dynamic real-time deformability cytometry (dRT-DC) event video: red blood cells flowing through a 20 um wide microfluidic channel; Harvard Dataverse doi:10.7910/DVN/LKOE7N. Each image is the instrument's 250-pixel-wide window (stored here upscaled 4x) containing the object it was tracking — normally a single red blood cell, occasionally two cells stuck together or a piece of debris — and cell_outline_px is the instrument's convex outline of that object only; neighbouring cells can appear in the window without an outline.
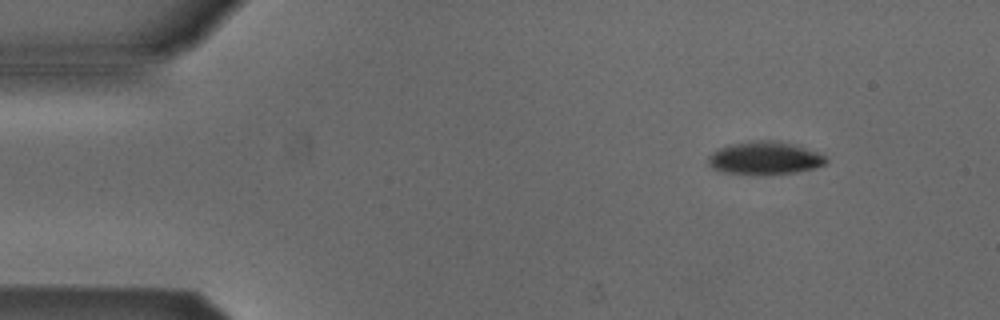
{"species": "Egyptian fruit bat (a non-hibernating species)", "species_latin": "Rousettus aegyptiacus", "temperature_condition": "cold", "stored_images_in_passage": 5, "camera_frame_rate_fps": 3000, "um_per_image_px": 0.085, "animal": {"sex": "male"}, "frame": {"image": 1, "passage_image": 1, "time_ms": 0.0, "image_size_px": [1000, 320], "cell_outline_px": [[828, 160], [824, 164], [812, 168], [792, 172], [724, 172], [712, 168], [708, 164], [708, 156], [716, 148], [728, 144], [752, 140], [776, 140], [796, 144], [816, 152], [824, 156]], "centroid_in_image_um": [64.95, 13.37], "position_along_channel_um": 20.0, "area_um2": 21.96}}
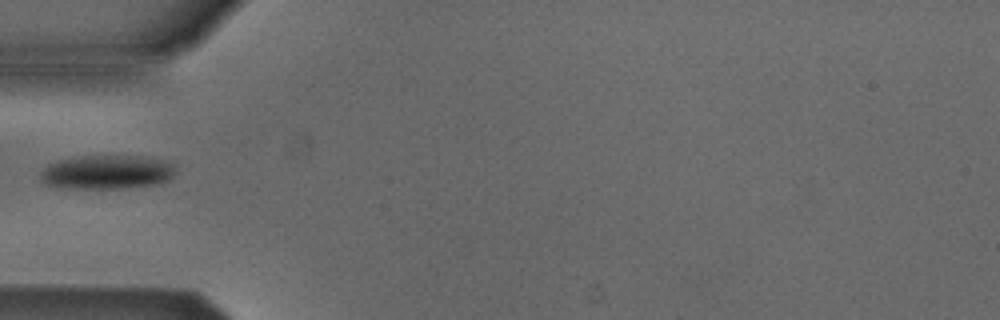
{"frame": {"image": 2, "passage_image": 4, "time_ms": 1.0, "image_size_px": [1000, 320], "cell_outline_px": [[176, 172], [168, 180], [152, 184], [120, 188], [60, 188], [48, 184], [40, 180], [40, 172], [48, 164], [56, 160], [80, 156], [140, 156], [160, 160], [172, 164]], "centroid_in_image_um": [9.01, 14.62], "position_along_channel_um": 76.0, "area_um2": 26.53}}
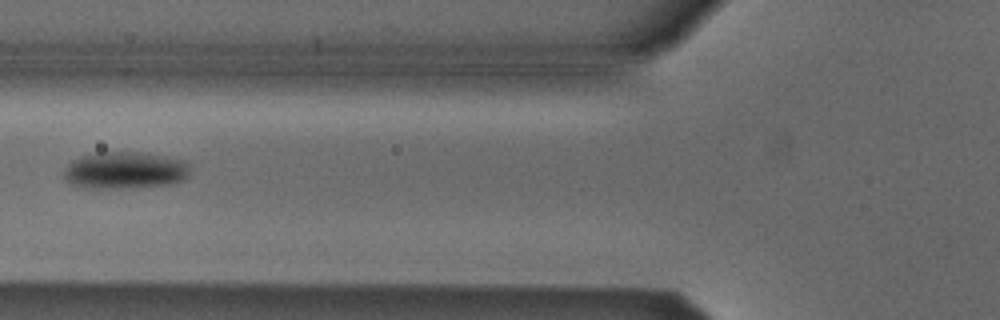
{"frame": {"image": 3, "passage_image": 5, "time_ms": 1.333, "image_size_px": [1000, 320], "cell_outline_px": [[188, 176], [184, 180], [172, 184], [120, 188], [84, 188], [72, 184], [64, 176], [64, 168], [72, 160], [80, 156], [100, 152], [140, 152], [168, 156], [184, 160], [188, 164]], "centroid_in_image_um": [10.63, 14.47], "position_along_channel_um": 115.2, "area_um2": 27.34}}